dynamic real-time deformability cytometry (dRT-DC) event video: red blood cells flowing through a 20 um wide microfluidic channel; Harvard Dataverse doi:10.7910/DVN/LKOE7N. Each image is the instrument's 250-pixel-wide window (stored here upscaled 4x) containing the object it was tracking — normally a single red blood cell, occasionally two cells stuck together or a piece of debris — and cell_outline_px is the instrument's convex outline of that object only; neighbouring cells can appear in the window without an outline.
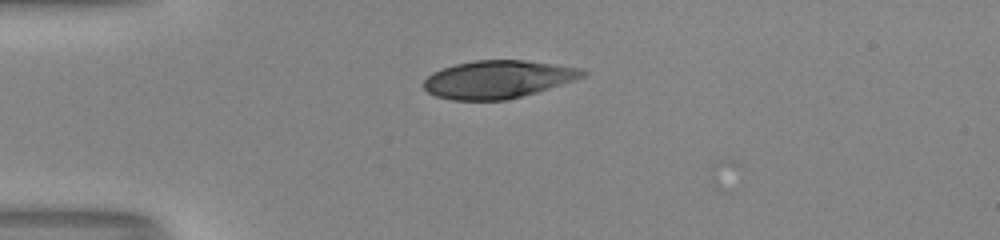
{"species": "human", "species_latin": "Homo sapiens", "temperature_condition": "room temperature", "stored_images_in_passage": 7, "camera_frame_rate_fps": 3000, "um_per_image_px": 0.085, "donor": {"sex": "male"}, "frame": {"image": 1, "passage_image": 6, "time_ms": 1.667, "image_size_px": [1000, 240], "cell_outline_px": [[588, 72], [584, 76], [576, 80], [536, 92], [508, 100], [452, 100], [436, 96], [428, 92], [424, 88], [424, 80], [432, 72], [456, 64], [476, 60], [524, 60], [580, 68]], "centroid_in_image_um": [42.32, 6.75], "position_along_channel_um": 42.7, "area_um2": 34.85}}